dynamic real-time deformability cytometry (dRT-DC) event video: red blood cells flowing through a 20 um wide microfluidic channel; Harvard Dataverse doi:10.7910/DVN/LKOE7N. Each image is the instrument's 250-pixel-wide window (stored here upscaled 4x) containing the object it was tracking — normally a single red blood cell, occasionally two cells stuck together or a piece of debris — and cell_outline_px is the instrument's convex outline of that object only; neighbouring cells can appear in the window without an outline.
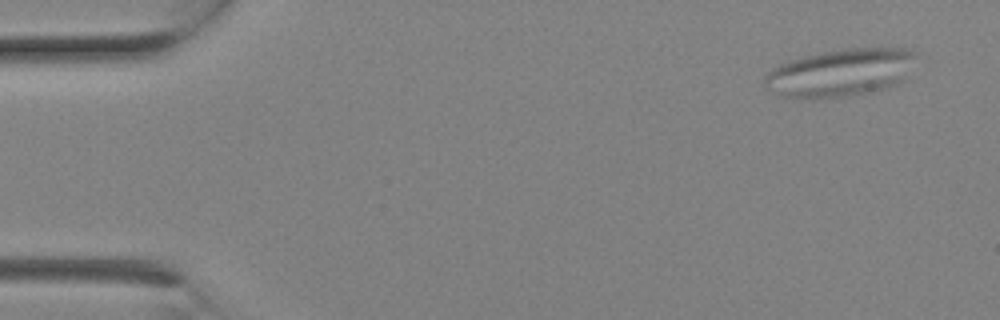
{"species": "Egyptian fruit bat (a non-hibernating species)", "species_latin": "Rousettus aegyptiacus", "temperature_condition": "room temperature", "stored_images_in_passage": 2, "camera_frame_rate_fps": 3000, "um_per_image_px": 0.085, "animal": {"sex": "female"}, "frame": {"image": 1, "passage_image": 1, "time_ms": 0.0, "image_size_px": [1000, 320], "cell_outline_px": [[916, 56], [900, 84], [888, 88], [868, 92], [844, 96], [780, 96], [764, 88], [764, 76], [772, 68], [780, 64], [792, 60], [820, 52], [852, 48], [908, 48], [916, 52]], "centroid_in_image_um": [71.45, 6.15], "position_along_channel_um": 13.6, "area_um2": 41.33}}